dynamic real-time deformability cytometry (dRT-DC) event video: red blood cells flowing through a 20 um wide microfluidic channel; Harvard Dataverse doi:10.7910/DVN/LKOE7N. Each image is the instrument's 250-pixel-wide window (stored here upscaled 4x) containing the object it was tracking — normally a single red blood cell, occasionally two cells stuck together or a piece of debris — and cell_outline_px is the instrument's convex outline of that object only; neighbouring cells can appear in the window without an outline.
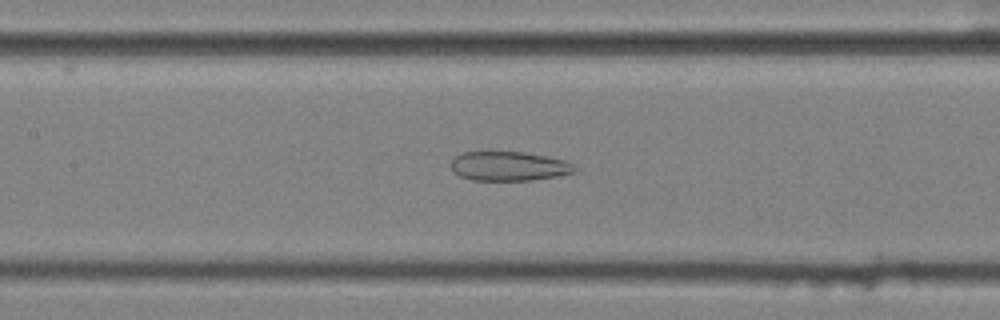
{"species": "common noctule bat (a hibernating species)", "species_latin": "Nyctalus noctula", "temperature_condition": "cold", "stored_images_in_passage": 58, "camera_frame_rate_fps": 3000, "um_per_image_px": 0.085, "animal": {"sex": "female", "body_mass_g": 25.1}, "frame": {"image": 1, "passage_image": 27, "time_ms": 8.667, "image_size_px": [1000, 320], "cell_outline_px": [[580, 168], [576, 172], [556, 176], [532, 180], [472, 180], [460, 176], [452, 168], [452, 160], [456, 156], [464, 152], [488, 148], [524, 152], [564, 160]], "centroid_in_image_um": [43.24, 14.07], "position_along_channel_um": 164.2, "area_um2": 21.79}}
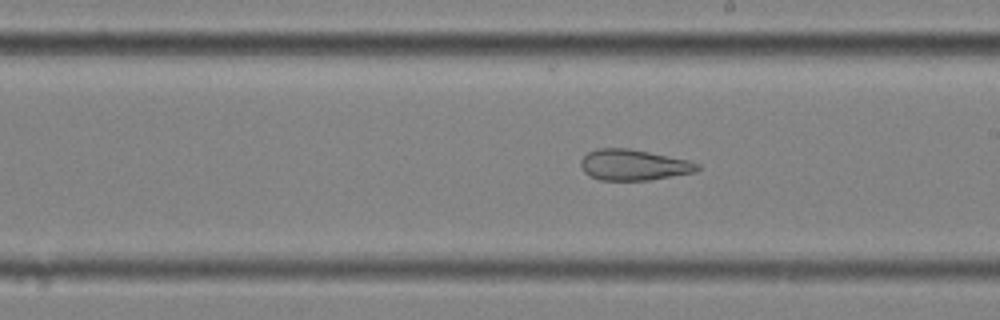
{"frame": {"image": 2, "passage_image": 33, "time_ms": 10.667, "image_size_px": [1000, 320], "cell_outline_px": [[700, 168], [696, 172], [648, 180], [600, 180], [588, 176], [584, 172], [580, 164], [580, 160], [588, 152], [596, 148], [628, 148], [688, 160], [700, 164]], "centroid_in_image_um": [53.83, 14.02], "position_along_channel_um": 235.2, "area_um2": 20.98}}
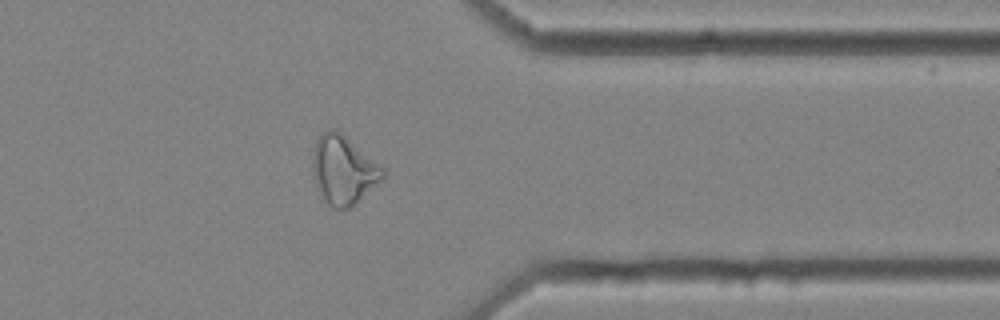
{"frame": {"image": 3, "passage_image": 46, "time_ms": 15.0, "image_size_px": [1000, 320], "cell_outline_px": [[384, 176], [356, 204], [348, 208], [332, 208], [328, 204], [320, 192], [312, 176], [312, 156], [316, 140], [324, 132], [332, 128], [336, 128], [380, 164], [384, 168]], "centroid_in_image_um": [29.17, 14.43], "position_along_channel_um": 382.2, "area_um2": 27.86}}